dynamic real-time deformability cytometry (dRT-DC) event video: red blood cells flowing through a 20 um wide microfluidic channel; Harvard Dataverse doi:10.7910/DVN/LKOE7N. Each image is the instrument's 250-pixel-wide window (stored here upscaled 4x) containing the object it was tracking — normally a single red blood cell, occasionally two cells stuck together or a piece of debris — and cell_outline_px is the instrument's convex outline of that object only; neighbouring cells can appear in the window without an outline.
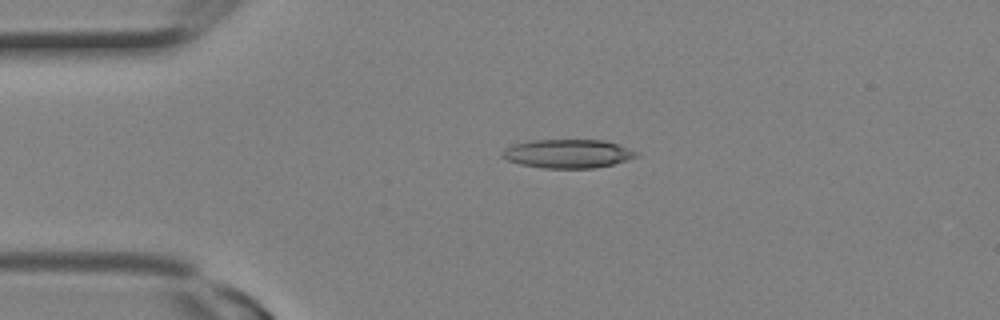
{"species": "Egyptian fruit bat (a non-hibernating species)", "species_latin": "Rousettus aegyptiacus", "temperature_condition": "room temperature", "stored_images_in_passage": 1, "camera_frame_rate_fps": 3000, "um_per_image_px": 0.085, "animal": {"sex": "female"}, "frame": {"image": 1, "passage_image": 1, "time_ms": 0.0, "image_size_px": [1000, 320], "cell_outline_px": [[640, 156], [612, 164], [596, 168], [544, 168], [520, 164], [508, 160], [500, 156], [500, 152], [504, 148], [512, 144], [528, 140], [604, 140], [640, 152]], "centroid_in_image_um": [48.23, 13.06], "position_along_channel_um": 36.8, "area_um2": 22.6}}